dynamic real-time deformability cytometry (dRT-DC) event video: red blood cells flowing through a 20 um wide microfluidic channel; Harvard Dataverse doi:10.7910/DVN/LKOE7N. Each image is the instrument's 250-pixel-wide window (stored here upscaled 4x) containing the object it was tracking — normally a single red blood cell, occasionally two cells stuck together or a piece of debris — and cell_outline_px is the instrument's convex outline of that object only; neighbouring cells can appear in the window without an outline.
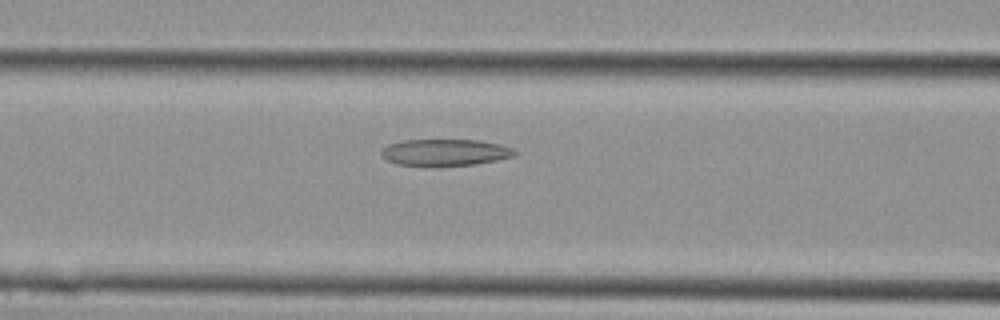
{"species": "Egyptian fruit bat (a non-hibernating species)", "species_latin": "Rousettus aegyptiacus", "temperature_condition": "cold", "stored_images_in_passage": 10, "camera_frame_rate_fps": 3000, "um_per_image_px": 0.085, "animal": {"sex": "female"}, "frame": {"image": 1, "passage_image": 4, "time_ms": 1.0, "image_size_px": [1000, 320], "cell_outline_px": [[520, 152], [516, 156], [496, 160], [472, 164], [432, 168], [396, 164], [388, 160], [380, 152], [380, 148], [388, 144], [404, 140], [480, 140], [500, 144], [512, 148]], "centroid_in_image_um": [37.82, 12.97], "position_along_channel_um": 128.8, "area_um2": 21.33}}
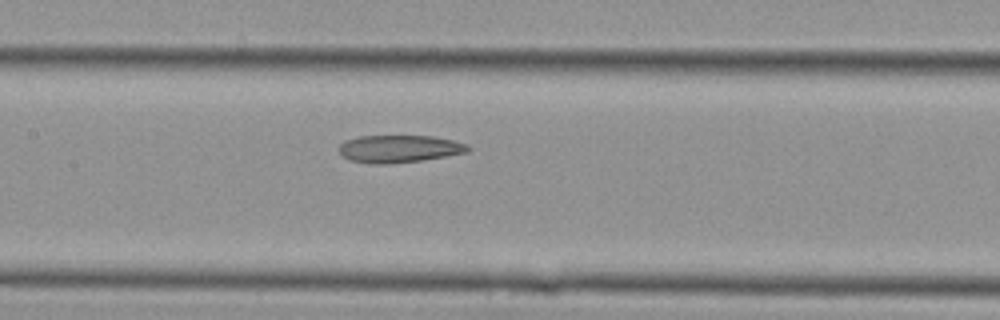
{"frame": {"image": 2, "passage_image": 6, "time_ms": 1.667, "image_size_px": [1000, 320], "cell_outline_px": [[472, 148], [468, 152], [420, 160], [388, 164], [372, 164], [348, 160], [340, 152], [340, 144], [344, 140], [360, 136], [432, 136], [452, 140], [468, 144]], "centroid_in_image_um": [33.93, 12.64], "position_along_channel_um": 173.5, "area_um2": 20.58}}
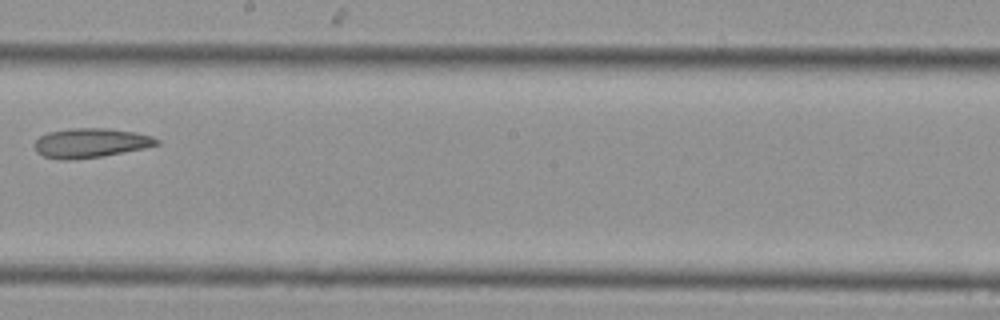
{"frame": {"image": 3, "passage_image": 9, "time_ms": 2.667, "image_size_px": [1000, 320], "cell_outline_px": [[160, 144], [144, 148], [104, 156], [68, 160], [60, 160], [44, 156], [36, 152], [36, 140], [40, 136], [48, 132], [72, 128], [108, 128], [136, 132], [152, 136], [160, 140]], "centroid_in_image_um": [7.73, 12.15], "position_along_channel_um": 240.5, "area_um2": 20.98}}